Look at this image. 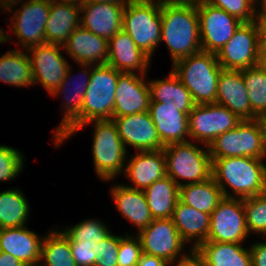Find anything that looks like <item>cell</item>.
I'll use <instances>...</instances> for the list:
<instances>
[{
	"mask_svg": "<svg viewBox=\"0 0 266 266\" xmlns=\"http://www.w3.org/2000/svg\"><path fill=\"white\" fill-rule=\"evenodd\" d=\"M173 63L202 51L196 1H161V40Z\"/></svg>",
	"mask_w": 266,
	"mask_h": 266,
	"instance_id": "obj_1",
	"label": "cell"
},
{
	"mask_svg": "<svg viewBox=\"0 0 266 266\" xmlns=\"http://www.w3.org/2000/svg\"><path fill=\"white\" fill-rule=\"evenodd\" d=\"M212 177L226 198H248L266 192V166L252 157L211 158ZM231 187L235 196L226 189Z\"/></svg>",
	"mask_w": 266,
	"mask_h": 266,
	"instance_id": "obj_2",
	"label": "cell"
},
{
	"mask_svg": "<svg viewBox=\"0 0 266 266\" xmlns=\"http://www.w3.org/2000/svg\"><path fill=\"white\" fill-rule=\"evenodd\" d=\"M122 72L109 65H94L82 103L81 115L55 140L60 143L69 138L76 128L91 120H112L118 76Z\"/></svg>",
	"mask_w": 266,
	"mask_h": 266,
	"instance_id": "obj_3",
	"label": "cell"
},
{
	"mask_svg": "<svg viewBox=\"0 0 266 266\" xmlns=\"http://www.w3.org/2000/svg\"><path fill=\"white\" fill-rule=\"evenodd\" d=\"M223 68L216 54L200 51L173 63V72L190 91L194 103H215L218 78Z\"/></svg>",
	"mask_w": 266,
	"mask_h": 266,
	"instance_id": "obj_4",
	"label": "cell"
},
{
	"mask_svg": "<svg viewBox=\"0 0 266 266\" xmlns=\"http://www.w3.org/2000/svg\"><path fill=\"white\" fill-rule=\"evenodd\" d=\"M122 22V29L151 58L161 42V0H129Z\"/></svg>",
	"mask_w": 266,
	"mask_h": 266,
	"instance_id": "obj_5",
	"label": "cell"
},
{
	"mask_svg": "<svg viewBox=\"0 0 266 266\" xmlns=\"http://www.w3.org/2000/svg\"><path fill=\"white\" fill-rule=\"evenodd\" d=\"M207 150L195 146L193 142L171 143L164 146L167 175L182 186L177 178L188 179L184 184L200 183L212 177V160Z\"/></svg>",
	"mask_w": 266,
	"mask_h": 266,
	"instance_id": "obj_6",
	"label": "cell"
},
{
	"mask_svg": "<svg viewBox=\"0 0 266 266\" xmlns=\"http://www.w3.org/2000/svg\"><path fill=\"white\" fill-rule=\"evenodd\" d=\"M91 122L95 126L92 145L95 171L102 180L113 179L125 170L126 148L113 120H91L76 128L73 133Z\"/></svg>",
	"mask_w": 266,
	"mask_h": 266,
	"instance_id": "obj_7",
	"label": "cell"
},
{
	"mask_svg": "<svg viewBox=\"0 0 266 266\" xmlns=\"http://www.w3.org/2000/svg\"><path fill=\"white\" fill-rule=\"evenodd\" d=\"M265 27L259 20L242 22L216 54L220 66L227 70H243L259 65L261 36Z\"/></svg>",
	"mask_w": 266,
	"mask_h": 266,
	"instance_id": "obj_8",
	"label": "cell"
},
{
	"mask_svg": "<svg viewBox=\"0 0 266 266\" xmlns=\"http://www.w3.org/2000/svg\"><path fill=\"white\" fill-rule=\"evenodd\" d=\"M211 158H266L263 130L259 119L242 120L235 129L218 135L208 146Z\"/></svg>",
	"mask_w": 266,
	"mask_h": 266,
	"instance_id": "obj_9",
	"label": "cell"
},
{
	"mask_svg": "<svg viewBox=\"0 0 266 266\" xmlns=\"http://www.w3.org/2000/svg\"><path fill=\"white\" fill-rule=\"evenodd\" d=\"M241 121L227 107L216 103L197 104L188 115L189 137L207 147L218 135L235 129Z\"/></svg>",
	"mask_w": 266,
	"mask_h": 266,
	"instance_id": "obj_10",
	"label": "cell"
},
{
	"mask_svg": "<svg viewBox=\"0 0 266 266\" xmlns=\"http://www.w3.org/2000/svg\"><path fill=\"white\" fill-rule=\"evenodd\" d=\"M249 235L242 198H226L210 214L207 241L240 243Z\"/></svg>",
	"mask_w": 266,
	"mask_h": 266,
	"instance_id": "obj_11",
	"label": "cell"
},
{
	"mask_svg": "<svg viewBox=\"0 0 266 266\" xmlns=\"http://www.w3.org/2000/svg\"><path fill=\"white\" fill-rule=\"evenodd\" d=\"M202 51L217 54L242 23L225 10L197 0Z\"/></svg>",
	"mask_w": 266,
	"mask_h": 266,
	"instance_id": "obj_12",
	"label": "cell"
},
{
	"mask_svg": "<svg viewBox=\"0 0 266 266\" xmlns=\"http://www.w3.org/2000/svg\"><path fill=\"white\" fill-rule=\"evenodd\" d=\"M137 237L140 239L142 253L162 258L168 264L178 259L184 244L172 218L153 219ZM174 261V262H173Z\"/></svg>",
	"mask_w": 266,
	"mask_h": 266,
	"instance_id": "obj_13",
	"label": "cell"
},
{
	"mask_svg": "<svg viewBox=\"0 0 266 266\" xmlns=\"http://www.w3.org/2000/svg\"><path fill=\"white\" fill-rule=\"evenodd\" d=\"M51 0H28L16 12L10 25L15 35L19 38V44L25 49L45 44V25L50 13ZM13 26V27H12Z\"/></svg>",
	"mask_w": 266,
	"mask_h": 266,
	"instance_id": "obj_14",
	"label": "cell"
},
{
	"mask_svg": "<svg viewBox=\"0 0 266 266\" xmlns=\"http://www.w3.org/2000/svg\"><path fill=\"white\" fill-rule=\"evenodd\" d=\"M60 45L40 44L30 47L33 84L41 83L52 94L63 81L69 64L60 53Z\"/></svg>",
	"mask_w": 266,
	"mask_h": 266,
	"instance_id": "obj_15",
	"label": "cell"
},
{
	"mask_svg": "<svg viewBox=\"0 0 266 266\" xmlns=\"http://www.w3.org/2000/svg\"><path fill=\"white\" fill-rule=\"evenodd\" d=\"M112 120L117 126L118 134L125 148L127 145L138 151H153L164 148L149 111L113 117Z\"/></svg>",
	"mask_w": 266,
	"mask_h": 266,
	"instance_id": "obj_16",
	"label": "cell"
},
{
	"mask_svg": "<svg viewBox=\"0 0 266 266\" xmlns=\"http://www.w3.org/2000/svg\"><path fill=\"white\" fill-rule=\"evenodd\" d=\"M142 76V77H141ZM121 73L118 76L113 117H122L149 111L151 92L145 74Z\"/></svg>",
	"mask_w": 266,
	"mask_h": 266,
	"instance_id": "obj_17",
	"label": "cell"
},
{
	"mask_svg": "<svg viewBox=\"0 0 266 266\" xmlns=\"http://www.w3.org/2000/svg\"><path fill=\"white\" fill-rule=\"evenodd\" d=\"M215 103L227 107L241 120H255L259 118L250 106L241 70H221L218 78Z\"/></svg>",
	"mask_w": 266,
	"mask_h": 266,
	"instance_id": "obj_18",
	"label": "cell"
},
{
	"mask_svg": "<svg viewBox=\"0 0 266 266\" xmlns=\"http://www.w3.org/2000/svg\"><path fill=\"white\" fill-rule=\"evenodd\" d=\"M126 4L120 3H83L80 12V25L92 33L111 39L122 30L123 12Z\"/></svg>",
	"mask_w": 266,
	"mask_h": 266,
	"instance_id": "obj_19",
	"label": "cell"
},
{
	"mask_svg": "<svg viewBox=\"0 0 266 266\" xmlns=\"http://www.w3.org/2000/svg\"><path fill=\"white\" fill-rule=\"evenodd\" d=\"M150 57L145 54L123 29L108 40L106 64L123 73H146Z\"/></svg>",
	"mask_w": 266,
	"mask_h": 266,
	"instance_id": "obj_20",
	"label": "cell"
},
{
	"mask_svg": "<svg viewBox=\"0 0 266 266\" xmlns=\"http://www.w3.org/2000/svg\"><path fill=\"white\" fill-rule=\"evenodd\" d=\"M149 113L164 146L187 141L190 112H179L173 102H150Z\"/></svg>",
	"mask_w": 266,
	"mask_h": 266,
	"instance_id": "obj_21",
	"label": "cell"
},
{
	"mask_svg": "<svg viewBox=\"0 0 266 266\" xmlns=\"http://www.w3.org/2000/svg\"><path fill=\"white\" fill-rule=\"evenodd\" d=\"M42 241L43 237L25 226L0 229V251L11 254L25 266H38Z\"/></svg>",
	"mask_w": 266,
	"mask_h": 266,
	"instance_id": "obj_22",
	"label": "cell"
},
{
	"mask_svg": "<svg viewBox=\"0 0 266 266\" xmlns=\"http://www.w3.org/2000/svg\"><path fill=\"white\" fill-rule=\"evenodd\" d=\"M62 47L79 64L106 65L108 40L84 29L81 25L71 33Z\"/></svg>",
	"mask_w": 266,
	"mask_h": 266,
	"instance_id": "obj_23",
	"label": "cell"
},
{
	"mask_svg": "<svg viewBox=\"0 0 266 266\" xmlns=\"http://www.w3.org/2000/svg\"><path fill=\"white\" fill-rule=\"evenodd\" d=\"M125 167L124 171L128 179L135 185V187H127L132 189L144 190L153 182L167 175L163 149L138 151Z\"/></svg>",
	"mask_w": 266,
	"mask_h": 266,
	"instance_id": "obj_24",
	"label": "cell"
},
{
	"mask_svg": "<svg viewBox=\"0 0 266 266\" xmlns=\"http://www.w3.org/2000/svg\"><path fill=\"white\" fill-rule=\"evenodd\" d=\"M81 5L51 0L50 13L45 25L46 43L63 46L71 33L80 26L78 15Z\"/></svg>",
	"mask_w": 266,
	"mask_h": 266,
	"instance_id": "obj_25",
	"label": "cell"
},
{
	"mask_svg": "<svg viewBox=\"0 0 266 266\" xmlns=\"http://www.w3.org/2000/svg\"><path fill=\"white\" fill-rule=\"evenodd\" d=\"M172 220L185 243L195 239L192 251L207 241L210 214L196 210L178 200Z\"/></svg>",
	"mask_w": 266,
	"mask_h": 266,
	"instance_id": "obj_26",
	"label": "cell"
},
{
	"mask_svg": "<svg viewBox=\"0 0 266 266\" xmlns=\"http://www.w3.org/2000/svg\"><path fill=\"white\" fill-rule=\"evenodd\" d=\"M194 252L204 266H252L250 250L240 243L204 242Z\"/></svg>",
	"mask_w": 266,
	"mask_h": 266,
	"instance_id": "obj_27",
	"label": "cell"
},
{
	"mask_svg": "<svg viewBox=\"0 0 266 266\" xmlns=\"http://www.w3.org/2000/svg\"><path fill=\"white\" fill-rule=\"evenodd\" d=\"M111 192L117 209L137 226L139 231L153 221L154 218L151 215L143 190L132 189L119 184L113 187Z\"/></svg>",
	"mask_w": 266,
	"mask_h": 266,
	"instance_id": "obj_28",
	"label": "cell"
},
{
	"mask_svg": "<svg viewBox=\"0 0 266 266\" xmlns=\"http://www.w3.org/2000/svg\"><path fill=\"white\" fill-rule=\"evenodd\" d=\"M154 219L172 218L179 200V186L168 175L143 190Z\"/></svg>",
	"mask_w": 266,
	"mask_h": 266,
	"instance_id": "obj_29",
	"label": "cell"
},
{
	"mask_svg": "<svg viewBox=\"0 0 266 266\" xmlns=\"http://www.w3.org/2000/svg\"><path fill=\"white\" fill-rule=\"evenodd\" d=\"M223 199V192L213 177L204 182L179 187V200L204 213L211 214Z\"/></svg>",
	"mask_w": 266,
	"mask_h": 266,
	"instance_id": "obj_30",
	"label": "cell"
},
{
	"mask_svg": "<svg viewBox=\"0 0 266 266\" xmlns=\"http://www.w3.org/2000/svg\"><path fill=\"white\" fill-rule=\"evenodd\" d=\"M149 86L150 102H173L179 112H191L196 105L190 91L173 71L170 72L167 79L150 81Z\"/></svg>",
	"mask_w": 266,
	"mask_h": 266,
	"instance_id": "obj_31",
	"label": "cell"
},
{
	"mask_svg": "<svg viewBox=\"0 0 266 266\" xmlns=\"http://www.w3.org/2000/svg\"><path fill=\"white\" fill-rule=\"evenodd\" d=\"M82 67H84L82 74L85 75V80L83 81V83H79L78 86L74 87V95L70 94L68 92V88H67V92H65L66 87L65 86H70L73 85L71 83H69V77H70V66L68 68V71L63 79V81L61 82V84L55 89V91L52 93V95L56 96L57 94H59L60 92L65 93L66 96V105H64L65 107V114L64 117L62 119V122L60 123L59 127H57L56 131H55V137H54V141L81 115L82 113V103L84 100V96L85 93L87 91V86L89 83V78H90V74L91 70H86L91 67V64H80ZM90 66V67H88ZM90 71V72H88ZM83 75V76H84ZM73 83V82H72ZM70 84V85H68ZM65 88V89H64ZM64 90V91H63ZM66 93H69L70 95L67 96ZM70 96V97H69Z\"/></svg>",
	"mask_w": 266,
	"mask_h": 266,
	"instance_id": "obj_32",
	"label": "cell"
},
{
	"mask_svg": "<svg viewBox=\"0 0 266 266\" xmlns=\"http://www.w3.org/2000/svg\"><path fill=\"white\" fill-rule=\"evenodd\" d=\"M0 81L17 87L33 85L29 56L20 50H11L0 57Z\"/></svg>",
	"mask_w": 266,
	"mask_h": 266,
	"instance_id": "obj_33",
	"label": "cell"
},
{
	"mask_svg": "<svg viewBox=\"0 0 266 266\" xmlns=\"http://www.w3.org/2000/svg\"><path fill=\"white\" fill-rule=\"evenodd\" d=\"M28 214V202L19 189L0 193V229L25 226Z\"/></svg>",
	"mask_w": 266,
	"mask_h": 266,
	"instance_id": "obj_34",
	"label": "cell"
},
{
	"mask_svg": "<svg viewBox=\"0 0 266 266\" xmlns=\"http://www.w3.org/2000/svg\"><path fill=\"white\" fill-rule=\"evenodd\" d=\"M38 266H77L73 259L69 238L62 232L51 231L43 237L41 261Z\"/></svg>",
	"mask_w": 266,
	"mask_h": 266,
	"instance_id": "obj_35",
	"label": "cell"
},
{
	"mask_svg": "<svg viewBox=\"0 0 266 266\" xmlns=\"http://www.w3.org/2000/svg\"><path fill=\"white\" fill-rule=\"evenodd\" d=\"M241 72L252 111L258 117L266 114V69L259 64Z\"/></svg>",
	"mask_w": 266,
	"mask_h": 266,
	"instance_id": "obj_36",
	"label": "cell"
},
{
	"mask_svg": "<svg viewBox=\"0 0 266 266\" xmlns=\"http://www.w3.org/2000/svg\"><path fill=\"white\" fill-rule=\"evenodd\" d=\"M63 233L69 238L70 242H87L97 244L104 240L110 231L98 220L82 221L75 226L63 230Z\"/></svg>",
	"mask_w": 266,
	"mask_h": 266,
	"instance_id": "obj_37",
	"label": "cell"
},
{
	"mask_svg": "<svg viewBox=\"0 0 266 266\" xmlns=\"http://www.w3.org/2000/svg\"><path fill=\"white\" fill-rule=\"evenodd\" d=\"M248 232L266 235V192L243 198Z\"/></svg>",
	"mask_w": 266,
	"mask_h": 266,
	"instance_id": "obj_38",
	"label": "cell"
},
{
	"mask_svg": "<svg viewBox=\"0 0 266 266\" xmlns=\"http://www.w3.org/2000/svg\"><path fill=\"white\" fill-rule=\"evenodd\" d=\"M210 5L223 9L241 22L258 20L256 4L252 0H205ZM256 18V19H255Z\"/></svg>",
	"mask_w": 266,
	"mask_h": 266,
	"instance_id": "obj_39",
	"label": "cell"
},
{
	"mask_svg": "<svg viewBox=\"0 0 266 266\" xmlns=\"http://www.w3.org/2000/svg\"><path fill=\"white\" fill-rule=\"evenodd\" d=\"M23 167V155L18 150L0 146V181H9L16 177Z\"/></svg>",
	"mask_w": 266,
	"mask_h": 266,
	"instance_id": "obj_40",
	"label": "cell"
},
{
	"mask_svg": "<svg viewBox=\"0 0 266 266\" xmlns=\"http://www.w3.org/2000/svg\"><path fill=\"white\" fill-rule=\"evenodd\" d=\"M119 243L120 236H115L111 233L104 240L97 243L93 249L97 255L95 266H118Z\"/></svg>",
	"mask_w": 266,
	"mask_h": 266,
	"instance_id": "obj_41",
	"label": "cell"
},
{
	"mask_svg": "<svg viewBox=\"0 0 266 266\" xmlns=\"http://www.w3.org/2000/svg\"><path fill=\"white\" fill-rule=\"evenodd\" d=\"M126 235L124 237L120 236L117 265L137 266L139 258L142 255L140 239L129 236L128 234Z\"/></svg>",
	"mask_w": 266,
	"mask_h": 266,
	"instance_id": "obj_42",
	"label": "cell"
},
{
	"mask_svg": "<svg viewBox=\"0 0 266 266\" xmlns=\"http://www.w3.org/2000/svg\"><path fill=\"white\" fill-rule=\"evenodd\" d=\"M73 259L77 266H95L97 255L93 251L96 244L87 242H70Z\"/></svg>",
	"mask_w": 266,
	"mask_h": 266,
	"instance_id": "obj_43",
	"label": "cell"
},
{
	"mask_svg": "<svg viewBox=\"0 0 266 266\" xmlns=\"http://www.w3.org/2000/svg\"><path fill=\"white\" fill-rule=\"evenodd\" d=\"M250 247L252 266H266V242L255 243Z\"/></svg>",
	"mask_w": 266,
	"mask_h": 266,
	"instance_id": "obj_44",
	"label": "cell"
},
{
	"mask_svg": "<svg viewBox=\"0 0 266 266\" xmlns=\"http://www.w3.org/2000/svg\"><path fill=\"white\" fill-rule=\"evenodd\" d=\"M168 263L162 258L142 253L137 266H167Z\"/></svg>",
	"mask_w": 266,
	"mask_h": 266,
	"instance_id": "obj_45",
	"label": "cell"
},
{
	"mask_svg": "<svg viewBox=\"0 0 266 266\" xmlns=\"http://www.w3.org/2000/svg\"><path fill=\"white\" fill-rule=\"evenodd\" d=\"M176 266H204L201 258L194 252H191L190 256L184 255L179 257Z\"/></svg>",
	"mask_w": 266,
	"mask_h": 266,
	"instance_id": "obj_46",
	"label": "cell"
},
{
	"mask_svg": "<svg viewBox=\"0 0 266 266\" xmlns=\"http://www.w3.org/2000/svg\"><path fill=\"white\" fill-rule=\"evenodd\" d=\"M0 266H25L11 254L0 251Z\"/></svg>",
	"mask_w": 266,
	"mask_h": 266,
	"instance_id": "obj_47",
	"label": "cell"
},
{
	"mask_svg": "<svg viewBox=\"0 0 266 266\" xmlns=\"http://www.w3.org/2000/svg\"><path fill=\"white\" fill-rule=\"evenodd\" d=\"M266 69V27L261 36L260 63Z\"/></svg>",
	"mask_w": 266,
	"mask_h": 266,
	"instance_id": "obj_48",
	"label": "cell"
},
{
	"mask_svg": "<svg viewBox=\"0 0 266 266\" xmlns=\"http://www.w3.org/2000/svg\"><path fill=\"white\" fill-rule=\"evenodd\" d=\"M261 4V11L259 10V12H257V19L263 23V24H266V0H262L260 2Z\"/></svg>",
	"mask_w": 266,
	"mask_h": 266,
	"instance_id": "obj_49",
	"label": "cell"
},
{
	"mask_svg": "<svg viewBox=\"0 0 266 266\" xmlns=\"http://www.w3.org/2000/svg\"><path fill=\"white\" fill-rule=\"evenodd\" d=\"M18 2H20V0H0V8L2 6V9H7L9 11L13 8L15 4L17 5Z\"/></svg>",
	"mask_w": 266,
	"mask_h": 266,
	"instance_id": "obj_50",
	"label": "cell"
},
{
	"mask_svg": "<svg viewBox=\"0 0 266 266\" xmlns=\"http://www.w3.org/2000/svg\"><path fill=\"white\" fill-rule=\"evenodd\" d=\"M129 0H84V3H120L127 4Z\"/></svg>",
	"mask_w": 266,
	"mask_h": 266,
	"instance_id": "obj_51",
	"label": "cell"
},
{
	"mask_svg": "<svg viewBox=\"0 0 266 266\" xmlns=\"http://www.w3.org/2000/svg\"><path fill=\"white\" fill-rule=\"evenodd\" d=\"M262 130H263V142H264V147L266 151V114L260 116L259 118Z\"/></svg>",
	"mask_w": 266,
	"mask_h": 266,
	"instance_id": "obj_52",
	"label": "cell"
},
{
	"mask_svg": "<svg viewBox=\"0 0 266 266\" xmlns=\"http://www.w3.org/2000/svg\"><path fill=\"white\" fill-rule=\"evenodd\" d=\"M58 1L63 2V3H73V4H79V5H82L84 3V0H58Z\"/></svg>",
	"mask_w": 266,
	"mask_h": 266,
	"instance_id": "obj_53",
	"label": "cell"
},
{
	"mask_svg": "<svg viewBox=\"0 0 266 266\" xmlns=\"http://www.w3.org/2000/svg\"><path fill=\"white\" fill-rule=\"evenodd\" d=\"M8 34H5V32L2 31V29L0 28V43L1 42H7L8 41Z\"/></svg>",
	"mask_w": 266,
	"mask_h": 266,
	"instance_id": "obj_54",
	"label": "cell"
},
{
	"mask_svg": "<svg viewBox=\"0 0 266 266\" xmlns=\"http://www.w3.org/2000/svg\"><path fill=\"white\" fill-rule=\"evenodd\" d=\"M161 1H196V0H161Z\"/></svg>",
	"mask_w": 266,
	"mask_h": 266,
	"instance_id": "obj_55",
	"label": "cell"
},
{
	"mask_svg": "<svg viewBox=\"0 0 266 266\" xmlns=\"http://www.w3.org/2000/svg\"><path fill=\"white\" fill-rule=\"evenodd\" d=\"M254 3H257L258 2V0H252ZM260 1H262V0H260Z\"/></svg>",
	"mask_w": 266,
	"mask_h": 266,
	"instance_id": "obj_56",
	"label": "cell"
}]
</instances>
